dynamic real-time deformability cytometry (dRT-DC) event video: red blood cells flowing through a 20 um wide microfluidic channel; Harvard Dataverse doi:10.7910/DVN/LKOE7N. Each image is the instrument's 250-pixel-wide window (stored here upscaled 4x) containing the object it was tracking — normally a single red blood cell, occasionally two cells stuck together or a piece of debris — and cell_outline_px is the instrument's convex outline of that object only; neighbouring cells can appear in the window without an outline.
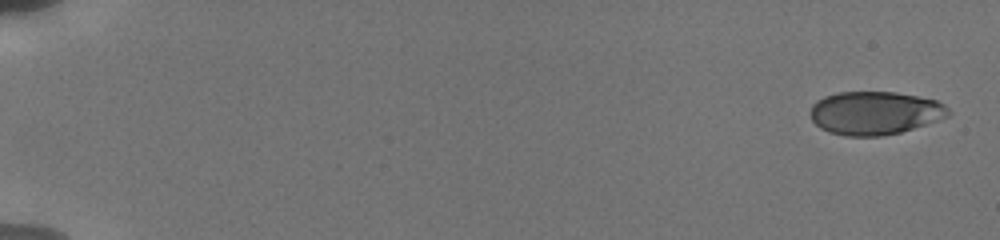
{"species": "human", "species_latin": "Homo sapiens", "temperature_condition": "cold", "stored_images_in_passage": 7, "camera_frame_rate_fps": 3000, "um_per_image_px": 0.085, "donor": {"sex": "male"}, "frame": {"image": 1, "passage_image": 1, "time_ms": 0.0, "image_size_px": [1000, 240], "cell_outline_px": [[952, 112], [948, 116], [900, 132], [880, 136], [844, 136], [828, 132], [820, 128], [812, 120], [808, 112], [812, 104], [816, 100], [824, 96], [836, 92], [896, 92], [936, 100], [944, 104]], "centroid_in_image_um": [74.3, 9.6], "position_along_channel_um": 10.7, "area_um2": 34.91}}